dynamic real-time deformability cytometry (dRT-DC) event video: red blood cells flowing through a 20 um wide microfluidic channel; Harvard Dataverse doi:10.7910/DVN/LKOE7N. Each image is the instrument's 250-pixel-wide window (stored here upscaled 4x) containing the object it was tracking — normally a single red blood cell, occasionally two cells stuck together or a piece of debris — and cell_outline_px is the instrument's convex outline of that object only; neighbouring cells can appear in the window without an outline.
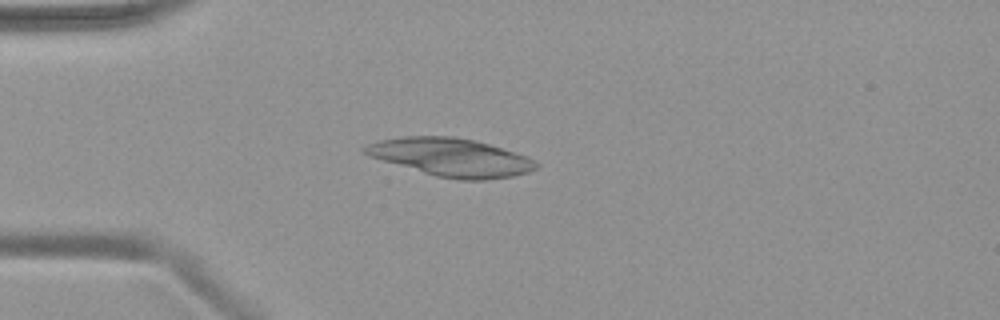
{"species": "common noctule bat (a hibernating species)", "species_latin": "Nyctalus noctula", "temperature_condition": "warm", "stored_images_in_passage": 38, "camera_frame_rate_fps": 3000, "um_per_image_px": 0.085, "animal": {"sex": "female", "body_mass_g": 19.9}, "frame": {"image": 1, "passage_image": 2, "time_ms": 0.333, "image_size_px": [1000, 320], "cell_outline_px": [[540, 164], [536, 168], [528, 172], [512, 176], [484, 180], [460, 180], [436, 176], [368, 156], [360, 152], [360, 148], [368, 144], [380, 140], [404, 136], [452, 136], [476, 140], [516, 152], [528, 156]], "centroid_in_image_um": [38.33, 13.36], "position_along_channel_um": 46.7, "area_um2": 38.09}}
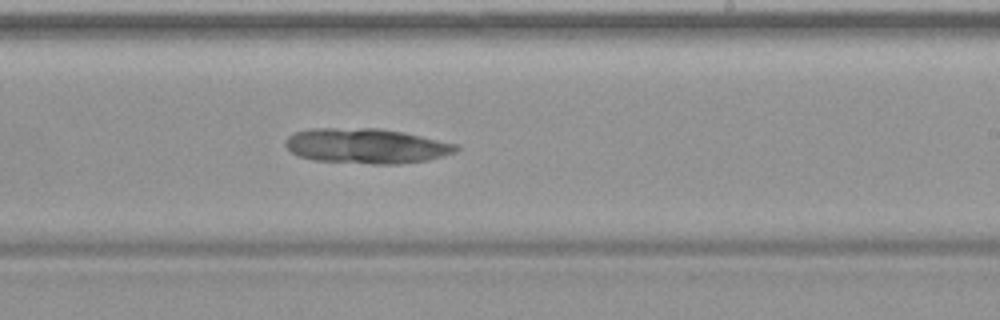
{"frame": {"image": 2, "passage_image": 19, "time_ms": 6.0, "image_size_px": [1000, 320], "cell_outline_px": [[460, 148], [456, 152], [428, 160], [400, 164], [372, 164], [312, 160], [296, 156], [284, 144], [284, 140], [292, 132], [312, 128], [380, 128], [404, 132], [460, 144]], "centroid_in_image_um": [31.14, 12.4], "position_along_channel_um": 257.9, "area_um2": 35.43}}
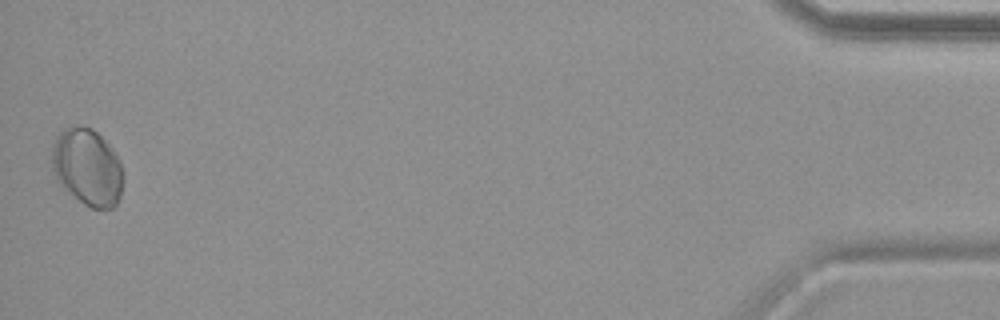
{"frame": {"image": 3, "passage_image": 38, "time_ms": 12.333, "image_size_px": [1000, 320], "cell_outline_px": [[124, 180], [120, 196], [116, 204], [112, 208], [92, 208], [84, 204], [60, 188], [52, 172], [52, 144], [56, 136], [64, 128], [92, 128], [112, 148], [120, 160], [124, 176]], "centroid_in_image_um": [7.41, 14.25], "position_along_channel_um": 427.8, "area_um2": 32.25}}